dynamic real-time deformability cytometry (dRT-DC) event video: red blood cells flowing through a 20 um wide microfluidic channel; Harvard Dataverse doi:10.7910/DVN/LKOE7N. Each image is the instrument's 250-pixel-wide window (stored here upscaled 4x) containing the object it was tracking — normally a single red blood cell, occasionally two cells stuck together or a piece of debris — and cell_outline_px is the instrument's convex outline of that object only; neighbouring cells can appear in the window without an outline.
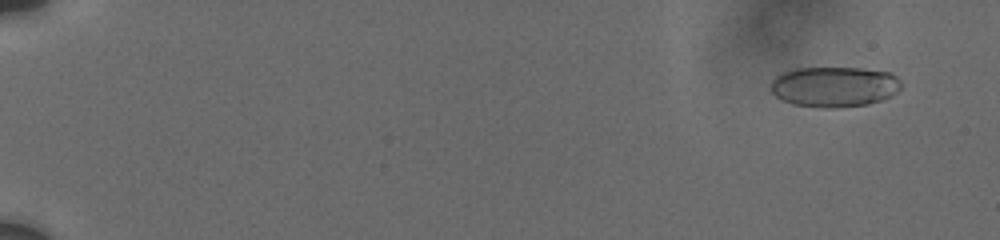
{"species": "human", "species_latin": "Homo sapiens", "temperature_condition": "cold", "stored_images_in_passage": 12, "camera_frame_rate_fps": 3000, "um_per_image_px": 0.085, "donor": {"sex": "male"}, "frame": {"image": 1, "passage_image": 3, "time_ms": 1.0, "image_size_px": [1000, 240], "cell_outline_px": [[900, 88], [892, 96], [868, 104], [836, 108], [824, 108], [792, 104], [776, 96], [772, 92], [772, 80], [776, 76], [784, 72], [796, 68], [860, 68], [892, 72], [900, 80]], "centroid_in_image_um": [70.94, 7.37], "position_along_channel_um": 14.1, "area_um2": 30.69}}